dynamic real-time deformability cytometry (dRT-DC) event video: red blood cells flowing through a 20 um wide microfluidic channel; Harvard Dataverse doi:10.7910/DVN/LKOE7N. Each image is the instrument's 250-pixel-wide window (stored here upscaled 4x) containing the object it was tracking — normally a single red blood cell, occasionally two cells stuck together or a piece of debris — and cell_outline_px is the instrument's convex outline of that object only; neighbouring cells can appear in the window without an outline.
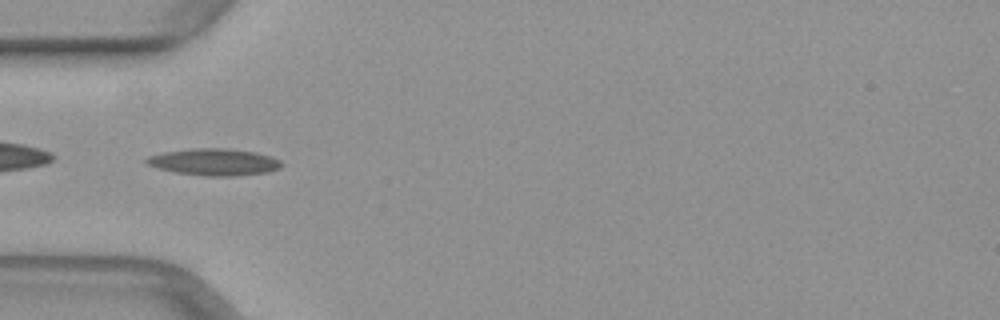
{"species": "common noctule bat (a hibernating species)", "species_latin": "Nyctalus noctula", "temperature_condition": "warm", "stored_images_in_passage": 49, "camera_frame_rate_fps": 3000, "um_per_image_px": 0.085, "animal": {"sex": "female", "body_mass_g": 29.2, "forearm_length_mm": 56.3}, "frame": {"image": 1, "passage_image": 15, "time_ms": 4.667, "image_size_px": [1000, 320], "cell_outline_px": [[284, 164], [280, 168], [268, 172], [236, 176], [204, 176], [176, 172], [160, 168], [148, 164], [144, 160], [148, 156], [164, 152], [192, 148], [228, 148], [256, 152], [272, 156], [280, 160]], "centroid_in_image_um": [18.26, 13.76], "position_along_channel_um": 66.7, "area_um2": 21.21}}
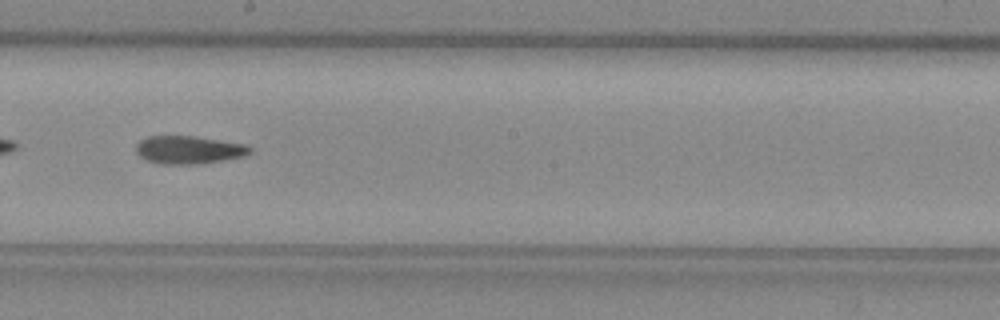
{"frame": {"image": 2, "passage_image": 27, "time_ms": 8.667, "image_size_px": [1000, 320], "cell_outline_px": [[252, 152], [244, 156], [196, 164], [164, 164], [148, 160], [140, 156], [136, 152], [136, 144], [140, 140], [148, 136], [192, 136], [244, 144], [252, 148]], "centroid_in_image_um": [16.02, 12.73], "position_along_channel_um": 232.2, "area_um2": 18.26}}
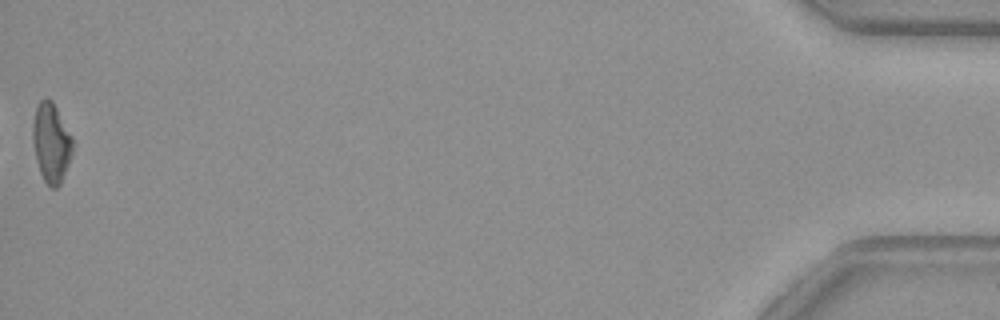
{"frame": {"image": 3, "passage_image": 49, "time_ms": 16.0, "image_size_px": [1000, 320], "cell_outline_px": [[72, 152], [68, 164], [60, 184], [56, 188], [48, 188], [40, 172], [32, 140], [32, 124], [36, 108], [40, 100], [48, 96], [52, 100], [72, 136]], "centroid_in_image_um": [4.34, 12.11], "position_along_channel_um": 430.9, "area_um2": 18.38}}